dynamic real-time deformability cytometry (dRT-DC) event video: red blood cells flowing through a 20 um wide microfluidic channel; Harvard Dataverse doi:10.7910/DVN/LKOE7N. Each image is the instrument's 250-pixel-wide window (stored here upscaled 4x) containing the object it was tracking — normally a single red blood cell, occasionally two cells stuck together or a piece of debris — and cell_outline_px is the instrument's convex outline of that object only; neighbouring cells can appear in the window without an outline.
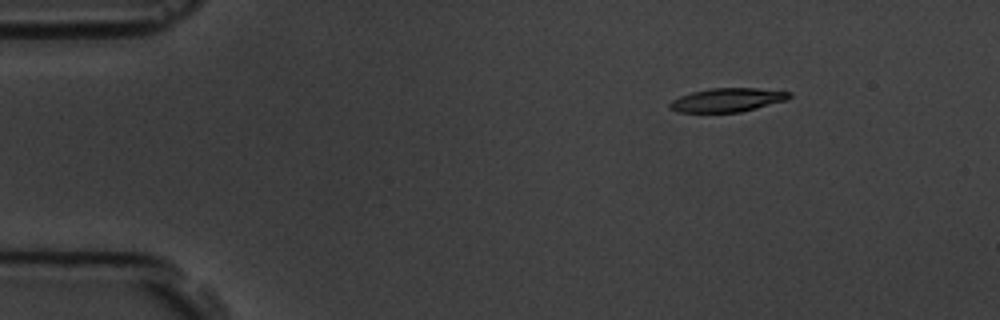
{"species": "common noctule bat (a hibernating species)", "species_latin": "Nyctalus noctula", "temperature_condition": "room temperature", "stored_images_in_passage": 4, "camera_frame_rate_fps": 3000, "um_per_image_px": 0.085, "animal": {"sex": "male", "body_mass_g": 19.5, "forearm_length_mm": 54.6}, "frame": {"image": 1, "passage_image": 1, "time_ms": 0.0, "image_size_px": [1000, 320], "cell_outline_px": [[792, 96], [788, 100], [740, 112], [676, 112], [668, 108], [668, 104], [672, 100], [680, 96], [692, 92], [712, 88], [756, 88], [792, 92]], "centroid_in_image_um": [61.83, 8.5], "position_along_channel_um": 23.2, "area_um2": 16.59}}
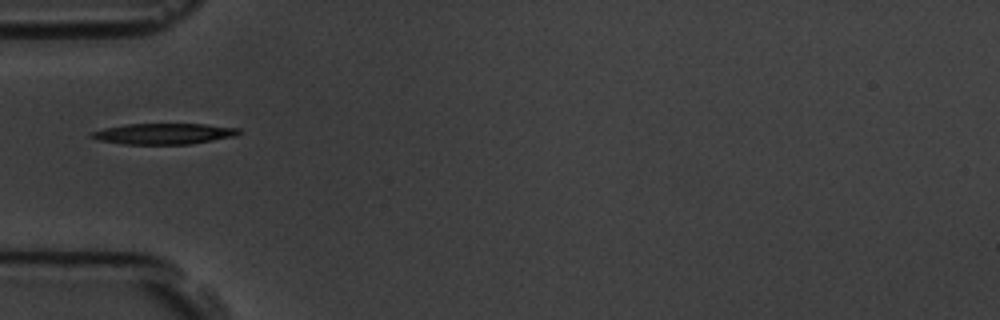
{"frame": {"image": 2, "passage_image": 4, "time_ms": 3.333, "image_size_px": [1000, 320], "cell_outline_px": [[240, 132], [236, 136], [188, 144], [124, 144], [96, 140], [88, 136], [92, 132], [104, 128], [124, 124], [204, 124], [240, 128]], "centroid_in_image_um": [13.88, 11.36], "position_along_channel_um": 71.1, "area_um2": 17.92}}